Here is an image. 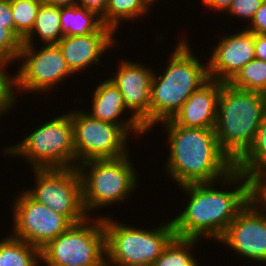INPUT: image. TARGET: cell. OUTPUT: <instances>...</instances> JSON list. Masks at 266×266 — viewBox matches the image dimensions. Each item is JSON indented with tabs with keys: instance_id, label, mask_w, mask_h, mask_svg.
Returning a JSON list of instances; mask_svg holds the SVG:
<instances>
[{
	"instance_id": "6da1fadb",
	"label": "cell",
	"mask_w": 266,
	"mask_h": 266,
	"mask_svg": "<svg viewBox=\"0 0 266 266\" xmlns=\"http://www.w3.org/2000/svg\"><path fill=\"white\" fill-rule=\"evenodd\" d=\"M161 123L167 127L170 144L166 170L176 184L214 183L218 179L224 184L242 182V172L234 170V163L219 148L214 129L180 126L171 119Z\"/></svg>"
},
{
	"instance_id": "7a4b0ae2",
	"label": "cell",
	"mask_w": 266,
	"mask_h": 266,
	"mask_svg": "<svg viewBox=\"0 0 266 266\" xmlns=\"http://www.w3.org/2000/svg\"><path fill=\"white\" fill-rule=\"evenodd\" d=\"M214 183L180 186L189 195L187 207L171 221L179 238L219 240L237 214L252 199V177L242 173V183L231 191L215 190Z\"/></svg>"
},
{
	"instance_id": "3957f363",
	"label": "cell",
	"mask_w": 266,
	"mask_h": 266,
	"mask_svg": "<svg viewBox=\"0 0 266 266\" xmlns=\"http://www.w3.org/2000/svg\"><path fill=\"white\" fill-rule=\"evenodd\" d=\"M266 112V94L224 83L217 101L215 135L234 163L250 146Z\"/></svg>"
},
{
	"instance_id": "277c9868",
	"label": "cell",
	"mask_w": 266,
	"mask_h": 266,
	"mask_svg": "<svg viewBox=\"0 0 266 266\" xmlns=\"http://www.w3.org/2000/svg\"><path fill=\"white\" fill-rule=\"evenodd\" d=\"M187 40L176 46L162 75H153L150 91V128L172 119L191 94L208 79V66L190 51Z\"/></svg>"
},
{
	"instance_id": "5b68a950",
	"label": "cell",
	"mask_w": 266,
	"mask_h": 266,
	"mask_svg": "<svg viewBox=\"0 0 266 266\" xmlns=\"http://www.w3.org/2000/svg\"><path fill=\"white\" fill-rule=\"evenodd\" d=\"M115 222L103 217L106 262L110 265L152 266L175 237L171 220L147 231Z\"/></svg>"
},
{
	"instance_id": "8992f818",
	"label": "cell",
	"mask_w": 266,
	"mask_h": 266,
	"mask_svg": "<svg viewBox=\"0 0 266 266\" xmlns=\"http://www.w3.org/2000/svg\"><path fill=\"white\" fill-rule=\"evenodd\" d=\"M131 163L128 154L116 159H92L78 163L86 214L126 200L137 183L136 170Z\"/></svg>"
},
{
	"instance_id": "52a82bcc",
	"label": "cell",
	"mask_w": 266,
	"mask_h": 266,
	"mask_svg": "<svg viewBox=\"0 0 266 266\" xmlns=\"http://www.w3.org/2000/svg\"><path fill=\"white\" fill-rule=\"evenodd\" d=\"M4 150L7 155L25 156L34 169L78 166V162L74 161L76 156L70 113L42 124L19 144Z\"/></svg>"
},
{
	"instance_id": "ba28073f",
	"label": "cell",
	"mask_w": 266,
	"mask_h": 266,
	"mask_svg": "<svg viewBox=\"0 0 266 266\" xmlns=\"http://www.w3.org/2000/svg\"><path fill=\"white\" fill-rule=\"evenodd\" d=\"M72 224L64 233L40 249L47 266H101L106 261L103 217ZM88 223V224H87Z\"/></svg>"
},
{
	"instance_id": "9c48e42d",
	"label": "cell",
	"mask_w": 266,
	"mask_h": 266,
	"mask_svg": "<svg viewBox=\"0 0 266 266\" xmlns=\"http://www.w3.org/2000/svg\"><path fill=\"white\" fill-rule=\"evenodd\" d=\"M36 188L26 192L72 224L90 218L82 203V181L77 167L33 169Z\"/></svg>"
},
{
	"instance_id": "30bf717a",
	"label": "cell",
	"mask_w": 266,
	"mask_h": 266,
	"mask_svg": "<svg viewBox=\"0 0 266 266\" xmlns=\"http://www.w3.org/2000/svg\"><path fill=\"white\" fill-rule=\"evenodd\" d=\"M70 115L76 161L116 159L128 154L129 134L122 126L96 119L83 110L72 111Z\"/></svg>"
},
{
	"instance_id": "8fae6325",
	"label": "cell",
	"mask_w": 266,
	"mask_h": 266,
	"mask_svg": "<svg viewBox=\"0 0 266 266\" xmlns=\"http://www.w3.org/2000/svg\"><path fill=\"white\" fill-rule=\"evenodd\" d=\"M13 208L11 235L39 249L72 225L65 216L33 199L26 191L17 196Z\"/></svg>"
},
{
	"instance_id": "7c38bea8",
	"label": "cell",
	"mask_w": 266,
	"mask_h": 266,
	"mask_svg": "<svg viewBox=\"0 0 266 266\" xmlns=\"http://www.w3.org/2000/svg\"><path fill=\"white\" fill-rule=\"evenodd\" d=\"M32 45H22L18 59L23 60L16 72V88L22 92L47 91L73 73L68 68L60 48L49 44L41 50Z\"/></svg>"
},
{
	"instance_id": "4fadbf2b",
	"label": "cell",
	"mask_w": 266,
	"mask_h": 266,
	"mask_svg": "<svg viewBox=\"0 0 266 266\" xmlns=\"http://www.w3.org/2000/svg\"><path fill=\"white\" fill-rule=\"evenodd\" d=\"M219 241L243 257L266 262V213L251 199Z\"/></svg>"
},
{
	"instance_id": "5bb4252c",
	"label": "cell",
	"mask_w": 266,
	"mask_h": 266,
	"mask_svg": "<svg viewBox=\"0 0 266 266\" xmlns=\"http://www.w3.org/2000/svg\"><path fill=\"white\" fill-rule=\"evenodd\" d=\"M154 72L141 64L123 60L114 77L110 80L121 92L126 109L133 111L132 115L150 130V91Z\"/></svg>"
},
{
	"instance_id": "9a60e30c",
	"label": "cell",
	"mask_w": 266,
	"mask_h": 266,
	"mask_svg": "<svg viewBox=\"0 0 266 266\" xmlns=\"http://www.w3.org/2000/svg\"><path fill=\"white\" fill-rule=\"evenodd\" d=\"M214 47L207 63L211 79L228 83L238 71L255 58L254 33L243 31L223 37Z\"/></svg>"
},
{
	"instance_id": "2e32d148",
	"label": "cell",
	"mask_w": 266,
	"mask_h": 266,
	"mask_svg": "<svg viewBox=\"0 0 266 266\" xmlns=\"http://www.w3.org/2000/svg\"><path fill=\"white\" fill-rule=\"evenodd\" d=\"M115 32L103 26L98 32L87 35L64 36L56 45L70 71L74 74L81 72L93 63H100L103 52L114 45Z\"/></svg>"
},
{
	"instance_id": "e0dca14e",
	"label": "cell",
	"mask_w": 266,
	"mask_h": 266,
	"mask_svg": "<svg viewBox=\"0 0 266 266\" xmlns=\"http://www.w3.org/2000/svg\"><path fill=\"white\" fill-rule=\"evenodd\" d=\"M223 84L209 78L191 94L171 120L180 126L214 129L217 101Z\"/></svg>"
},
{
	"instance_id": "ac0fdd59",
	"label": "cell",
	"mask_w": 266,
	"mask_h": 266,
	"mask_svg": "<svg viewBox=\"0 0 266 266\" xmlns=\"http://www.w3.org/2000/svg\"><path fill=\"white\" fill-rule=\"evenodd\" d=\"M93 93L92 117L122 126L128 133L143 134L146 132L142 124L131 115L126 122L119 121L120 115L125 112V102L119 89L108 78L101 82Z\"/></svg>"
},
{
	"instance_id": "d6986e66",
	"label": "cell",
	"mask_w": 266,
	"mask_h": 266,
	"mask_svg": "<svg viewBox=\"0 0 266 266\" xmlns=\"http://www.w3.org/2000/svg\"><path fill=\"white\" fill-rule=\"evenodd\" d=\"M234 170L255 177L266 173V112L246 151L234 162Z\"/></svg>"
},
{
	"instance_id": "ffe728a7",
	"label": "cell",
	"mask_w": 266,
	"mask_h": 266,
	"mask_svg": "<svg viewBox=\"0 0 266 266\" xmlns=\"http://www.w3.org/2000/svg\"><path fill=\"white\" fill-rule=\"evenodd\" d=\"M60 23L64 36L87 35L104 26L101 17L79 5L61 7Z\"/></svg>"
},
{
	"instance_id": "44dd1931",
	"label": "cell",
	"mask_w": 266,
	"mask_h": 266,
	"mask_svg": "<svg viewBox=\"0 0 266 266\" xmlns=\"http://www.w3.org/2000/svg\"><path fill=\"white\" fill-rule=\"evenodd\" d=\"M37 31V32H36ZM41 37L46 45L57 44L64 34L61 31L60 7L41 4L31 32L22 40V45H32L35 35Z\"/></svg>"
},
{
	"instance_id": "7402d4cb",
	"label": "cell",
	"mask_w": 266,
	"mask_h": 266,
	"mask_svg": "<svg viewBox=\"0 0 266 266\" xmlns=\"http://www.w3.org/2000/svg\"><path fill=\"white\" fill-rule=\"evenodd\" d=\"M40 249L9 234L0 241V266H38Z\"/></svg>"
},
{
	"instance_id": "603a6c76",
	"label": "cell",
	"mask_w": 266,
	"mask_h": 266,
	"mask_svg": "<svg viewBox=\"0 0 266 266\" xmlns=\"http://www.w3.org/2000/svg\"><path fill=\"white\" fill-rule=\"evenodd\" d=\"M151 4V0H109L105 12V26L116 32L120 21L134 20L148 13Z\"/></svg>"
},
{
	"instance_id": "cb8c5ba5",
	"label": "cell",
	"mask_w": 266,
	"mask_h": 266,
	"mask_svg": "<svg viewBox=\"0 0 266 266\" xmlns=\"http://www.w3.org/2000/svg\"><path fill=\"white\" fill-rule=\"evenodd\" d=\"M228 84L237 89L266 94V61L257 58L249 61Z\"/></svg>"
},
{
	"instance_id": "d4e9b609",
	"label": "cell",
	"mask_w": 266,
	"mask_h": 266,
	"mask_svg": "<svg viewBox=\"0 0 266 266\" xmlns=\"http://www.w3.org/2000/svg\"><path fill=\"white\" fill-rule=\"evenodd\" d=\"M199 240L174 237L165 247L162 254L153 262L152 266H198L194 256L189 254L191 248Z\"/></svg>"
},
{
	"instance_id": "484cf974",
	"label": "cell",
	"mask_w": 266,
	"mask_h": 266,
	"mask_svg": "<svg viewBox=\"0 0 266 266\" xmlns=\"http://www.w3.org/2000/svg\"><path fill=\"white\" fill-rule=\"evenodd\" d=\"M10 6L14 21V33L23 40L33 29L41 4L30 0H10Z\"/></svg>"
},
{
	"instance_id": "4316f807",
	"label": "cell",
	"mask_w": 266,
	"mask_h": 266,
	"mask_svg": "<svg viewBox=\"0 0 266 266\" xmlns=\"http://www.w3.org/2000/svg\"><path fill=\"white\" fill-rule=\"evenodd\" d=\"M11 61L4 57H0V115L11 109L12 105L15 104V97L13 87L16 89V76L10 77L7 75L5 66Z\"/></svg>"
},
{
	"instance_id": "83f0119b",
	"label": "cell",
	"mask_w": 266,
	"mask_h": 266,
	"mask_svg": "<svg viewBox=\"0 0 266 266\" xmlns=\"http://www.w3.org/2000/svg\"><path fill=\"white\" fill-rule=\"evenodd\" d=\"M22 40L11 30L0 25V57L18 60Z\"/></svg>"
},
{
	"instance_id": "f1b7e54d",
	"label": "cell",
	"mask_w": 266,
	"mask_h": 266,
	"mask_svg": "<svg viewBox=\"0 0 266 266\" xmlns=\"http://www.w3.org/2000/svg\"><path fill=\"white\" fill-rule=\"evenodd\" d=\"M263 1L264 0H233L227 11L230 14L232 13L240 18L248 19L251 22Z\"/></svg>"
},
{
	"instance_id": "f546056e",
	"label": "cell",
	"mask_w": 266,
	"mask_h": 266,
	"mask_svg": "<svg viewBox=\"0 0 266 266\" xmlns=\"http://www.w3.org/2000/svg\"><path fill=\"white\" fill-rule=\"evenodd\" d=\"M252 199L261 207L263 205L262 210L266 213V173L252 178Z\"/></svg>"
},
{
	"instance_id": "4dcf8cb0",
	"label": "cell",
	"mask_w": 266,
	"mask_h": 266,
	"mask_svg": "<svg viewBox=\"0 0 266 266\" xmlns=\"http://www.w3.org/2000/svg\"><path fill=\"white\" fill-rule=\"evenodd\" d=\"M251 26L246 29L254 34H266V0H264L260 8L256 11Z\"/></svg>"
},
{
	"instance_id": "1f68e13d",
	"label": "cell",
	"mask_w": 266,
	"mask_h": 266,
	"mask_svg": "<svg viewBox=\"0 0 266 266\" xmlns=\"http://www.w3.org/2000/svg\"><path fill=\"white\" fill-rule=\"evenodd\" d=\"M108 1L109 0H79L78 5L96 13L99 17H101L105 26V12L108 6Z\"/></svg>"
},
{
	"instance_id": "d6a6232c",
	"label": "cell",
	"mask_w": 266,
	"mask_h": 266,
	"mask_svg": "<svg viewBox=\"0 0 266 266\" xmlns=\"http://www.w3.org/2000/svg\"><path fill=\"white\" fill-rule=\"evenodd\" d=\"M0 25L14 32V21L10 6V0H0Z\"/></svg>"
},
{
	"instance_id": "836d02e7",
	"label": "cell",
	"mask_w": 266,
	"mask_h": 266,
	"mask_svg": "<svg viewBox=\"0 0 266 266\" xmlns=\"http://www.w3.org/2000/svg\"><path fill=\"white\" fill-rule=\"evenodd\" d=\"M255 58L266 61V34H254Z\"/></svg>"
},
{
	"instance_id": "e575fe53",
	"label": "cell",
	"mask_w": 266,
	"mask_h": 266,
	"mask_svg": "<svg viewBox=\"0 0 266 266\" xmlns=\"http://www.w3.org/2000/svg\"><path fill=\"white\" fill-rule=\"evenodd\" d=\"M233 0H202V2L213 10H222L227 13V10L230 8Z\"/></svg>"
},
{
	"instance_id": "d590c367",
	"label": "cell",
	"mask_w": 266,
	"mask_h": 266,
	"mask_svg": "<svg viewBox=\"0 0 266 266\" xmlns=\"http://www.w3.org/2000/svg\"><path fill=\"white\" fill-rule=\"evenodd\" d=\"M79 0H46L45 4L56 7H71L78 5Z\"/></svg>"
},
{
	"instance_id": "8d00e7d4",
	"label": "cell",
	"mask_w": 266,
	"mask_h": 266,
	"mask_svg": "<svg viewBox=\"0 0 266 266\" xmlns=\"http://www.w3.org/2000/svg\"><path fill=\"white\" fill-rule=\"evenodd\" d=\"M30 1H35L38 2L40 4H45L46 0H30Z\"/></svg>"
},
{
	"instance_id": "74e56055",
	"label": "cell",
	"mask_w": 266,
	"mask_h": 266,
	"mask_svg": "<svg viewBox=\"0 0 266 266\" xmlns=\"http://www.w3.org/2000/svg\"><path fill=\"white\" fill-rule=\"evenodd\" d=\"M108 264H107V262L105 261L101 266H107ZM108 266H110V264L108 265Z\"/></svg>"
}]
</instances>
